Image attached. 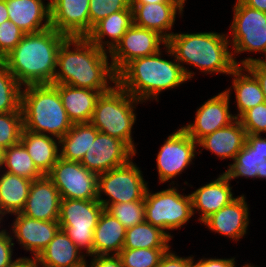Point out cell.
<instances>
[{
    "label": "cell",
    "mask_w": 266,
    "mask_h": 267,
    "mask_svg": "<svg viewBox=\"0 0 266 267\" xmlns=\"http://www.w3.org/2000/svg\"><path fill=\"white\" fill-rule=\"evenodd\" d=\"M108 53L86 37H67L58 52L53 84L109 91L113 87L109 84H116L117 75L111 63H108Z\"/></svg>",
    "instance_id": "1"
},
{
    "label": "cell",
    "mask_w": 266,
    "mask_h": 267,
    "mask_svg": "<svg viewBox=\"0 0 266 267\" xmlns=\"http://www.w3.org/2000/svg\"><path fill=\"white\" fill-rule=\"evenodd\" d=\"M66 38L52 27L24 34L2 62L21 86L53 84L58 52Z\"/></svg>",
    "instance_id": "2"
},
{
    "label": "cell",
    "mask_w": 266,
    "mask_h": 267,
    "mask_svg": "<svg viewBox=\"0 0 266 267\" xmlns=\"http://www.w3.org/2000/svg\"><path fill=\"white\" fill-rule=\"evenodd\" d=\"M228 38L227 34L216 32L173 33L164 47L168 55L181 65L188 80L195 73L185 68L183 63L192 65L205 74L230 75L237 66L228 48Z\"/></svg>",
    "instance_id": "3"
},
{
    "label": "cell",
    "mask_w": 266,
    "mask_h": 267,
    "mask_svg": "<svg viewBox=\"0 0 266 267\" xmlns=\"http://www.w3.org/2000/svg\"><path fill=\"white\" fill-rule=\"evenodd\" d=\"M161 52L130 61L118 74L117 84L140 102L158 101L164 90L180 86L188 79L174 59L161 58Z\"/></svg>",
    "instance_id": "4"
},
{
    "label": "cell",
    "mask_w": 266,
    "mask_h": 267,
    "mask_svg": "<svg viewBox=\"0 0 266 267\" xmlns=\"http://www.w3.org/2000/svg\"><path fill=\"white\" fill-rule=\"evenodd\" d=\"M24 88V89H23ZM21 91L24 129L61 139L72 127L53 84L28 85Z\"/></svg>",
    "instance_id": "5"
},
{
    "label": "cell",
    "mask_w": 266,
    "mask_h": 267,
    "mask_svg": "<svg viewBox=\"0 0 266 267\" xmlns=\"http://www.w3.org/2000/svg\"><path fill=\"white\" fill-rule=\"evenodd\" d=\"M139 103L116 83L98 98L90 123L99 132L124 141L136 153L132 128L136 122L135 106Z\"/></svg>",
    "instance_id": "6"
},
{
    "label": "cell",
    "mask_w": 266,
    "mask_h": 267,
    "mask_svg": "<svg viewBox=\"0 0 266 267\" xmlns=\"http://www.w3.org/2000/svg\"><path fill=\"white\" fill-rule=\"evenodd\" d=\"M103 210L98 200L61 199L60 228L87 256H93L94 230Z\"/></svg>",
    "instance_id": "7"
},
{
    "label": "cell",
    "mask_w": 266,
    "mask_h": 267,
    "mask_svg": "<svg viewBox=\"0 0 266 267\" xmlns=\"http://www.w3.org/2000/svg\"><path fill=\"white\" fill-rule=\"evenodd\" d=\"M178 188L171 187L156 193L149 188L145 193V221L161 228L171 238L166 230L179 229L193 216L192 200L190 194L182 195Z\"/></svg>",
    "instance_id": "8"
},
{
    "label": "cell",
    "mask_w": 266,
    "mask_h": 267,
    "mask_svg": "<svg viewBox=\"0 0 266 267\" xmlns=\"http://www.w3.org/2000/svg\"><path fill=\"white\" fill-rule=\"evenodd\" d=\"M140 168L132 159L123 166L98 175L97 200L106 209L110 204L141 201L148 189ZM109 196L103 199L101 194Z\"/></svg>",
    "instance_id": "9"
},
{
    "label": "cell",
    "mask_w": 266,
    "mask_h": 267,
    "mask_svg": "<svg viewBox=\"0 0 266 267\" xmlns=\"http://www.w3.org/2000/svg\"><path fill=\"white\" fill-rule=\"evenodd\" d=\"M233 21L231 23L233 49L232 56L236 66L240 62L235 55L243 52L264 53L266 57V12L256 10L237 0L233 8ZM237 53V54H236ZM266 61V59H265Z\"/></svg>",
    "instance_id": "10"
},
{
    "label": "cell",
    "mask_w": 266,
    "mask_h": 267,
    "mask_svg": "<svg viewBox=\"0 0 266 267\" xmlns=\"http://www.w3.org/2000/svg\"><path fill=\"white\" fill-rule=\"evenodd\" d=\"M47 176L58 189L61 199L97 200L98 175L78 161L59 157Z\"/></svg>",
    "instance_id": "11"
},
{
    "label": "cell",
    "mask_w": 266,
    "mask_h": 267,
    "mask_svg": "<svg viewBox=\"0 0 266 267\" xmlns=\"http://www.w3.org/2000/svg\"><path fill=\"white\" fill-rule=\"evenodd\" d=\"M167 40L153 30L132 25L116 46L109 51L110 63L116 75L132 60L160 51Z\"/></svg>",
    "instance_id": "12"
},
{
    "label": "cell",
    "mask_w": 266,
    "mask_h": 267,
    "mask_svg": "<svg viewBox=\"0 0 266 267\" xmlns=\"http://www.w3.org/2000/svg\"><path fill=\"white\" fill-rule=\"evenodd\" d=\"M198 143L194 141L182 128L170 134L160 148L156 162L160 183L182 174L192 164L197 154Z\"/></svg>",
    "instance_id": "13"
},
{
    "label": "cell",
    "mask_w": 266,
    "mask_h": 267,
    "mask_svg": "<svg viewBox=\"0 0 266 267\" xmlns=\"http://www.w3.org/2000/svg\"><path fill=\"white\" fill-rule=\"evenodd\" d=\"M135 154L124 141L98 132L80 163L99 175L125 165Z\"/></svg>",
    "instance_id": "14"
},
{
    "label": "cell",
    "mask_w": 266,
    "mask_h": 267,
    "mask_svg": "<svg viewBox=\"0 0 266 267\" xmlns=\"http://www.w3.org/2000/svg\"><path fill=\"white\" fill-rule=\"evenodd\" d=\"M230 90L218 93V95L205 101L196 111L194 123L181 128L197 143L205 136L230 125L236 120L230 109Z\"/></svg>",
    "instance_id": "15"
},
{
    "label": "cell",
    "mask_w": 266,
    "mask_h": 267,
    "mask_svg": "<svg viewBox=\"0 0 266 267\" xmlns=\"http://www.w3.org/2000/svg\"><path fill=\"white\" fill-rule=\"evenodd\" d=\"M90 0H50L51 27L67 37L90 33Z\"/></svg>",
    "instance_id": "16"
},
{
    "label": "cell",
    "mask_w": 266,
    "mask_h": 267,
    "mask_svg": "<svg viewBox=\"0 0 266 267\" xmlns=\"http://www.w3.org/2000/svg\"><path fill=\"white\" fill-rule=\"evenodd\" d=\"M61 196L47 176L35 179L21 214L42 221H58Z\"/></svg>",
    "instance_id": "17"
},
{
    "label": "cell",
    "mask_w": 266,
    "mask_h": 267,
    "mask_svg": "<svg viewBox=\"0 0 266 267\" xmlns=\"http://www.w3.org/2000/svg\"><path fill=\"white\" fill-rule=\"evenodd\" d=\"M14 215L12 239L15 238L25 250L31 251L36 259L60 229L59 222L33 219L20 212Z\"/></svg>",
    "instance_id": "18"
},
{
    "label": "cell",
    "mask_w": 266,
    "mask_h": 267,
    "mask_svg": "<svg viewBox=\"0 0 266 267\" xmlns=\"http://www.w3.org/2000/svg\"><path fill=\"white\" fill-rule=\"evenodd\" d=\"M184 3L161 2L131 5L133 23L138 27L156 31L168 40L173 34L169 30L173 28L177 11L178 14H183Z\"/></svg>",
    "instance_id": "19"
},
{
    "label": "cell",
    "mask_w": 266,
    "mask_h": 267,
    "mask_svg": "<svg viewBox=\"0 0 266 267\" xmlns=\"http://www.w3.org/2000/svg\"><path fill=\"white\" fill-rule=\"evenodd\" d=\"M246 197L240 195L202 223L211 231L238 241L247 233L249 208Z\"/></svg>",
    "instance_id": "20"
},
{
    "label": "cell",
    "mask_w": 266,
    "mask_h": 267,
    "mask_svg": "<svg viewBox=\"0 0 266 267\" xmlns=\"http://www.w3.org/2000/svg\"><path fill=\"white\" fill-rule=\"evenodd\" d=\"M6 6L9 20L25 34L37 33L51 27L49 1L45 5L42 0H6Z\"/></svg>",
    "instance_id": "21"
},
{
    "label": "cell",
    "mask_w": 266,
    "mask_h": 267,
    "mask_svg": "<svg viewBox=\"0 0 266 267\" xmlns=\"http://www.w3.org/2000/svg\"><path fill=\"white\" fill-rule=\"evenodd\" d=\"M231 191L230 180L224 173L214 181L196 189L190 194L193 215L196 210L197 212L200 210L199 214L201 213V215L198 220L202 223L210 215L235 199Z\"/></svg>",
    "instance_id": "22"
},
{
    "label": "cell",
    "mask_w": 266,
    "mask_h": 267,
    "mask_svg": "<svg viewBox=\"0 0 266 267\" xmlns=\"http://www.w3.org/2000/svg\"><path fill=\"white\" fill-rule=\"evenodd\" d=\"M74 244L68 235L59 229L47 247L36 258L39 267H85L86 254Z\"/></svg>",
    "instance_id": "23"
},
{
    "label": "cell",
    "mask_w": 266,
    "mask_h": 267,
    "mask_svg": "<svg viewBox=\"0 0 266 267\" xmlns=\"http://www.w3.org/2000/svg\"><path fill=\"white\" fill-rule=\"evenodd\" d=\"M53 85L58 89L63 107L73 124L90 122L98 98L105 93L66 84Z\"/></svg>",
    "instance_id": "24"
},
{
    "label": "cell",
    "mask_w": 266,
    "mask_h": 267,
    "mask_svg": "<svg viewBox=\"0 0 266 267\" xmlns=\"http://www.w3.org/2000/svg\"><path fill=\"white\" fill-rule=\"evenodd\" d=\"M246 141V131L239 119L203 137L198 146L211 151L220 159L234 160Z\"/></svg>",
    "instance_id": "25"
},
{
    "label": "cell",
    "mask_w": 266,
    "mask_h": 267,
    "mask_svg": "<svg viewBox=\"0 0 266 267\" xmlns=\"http://www.w3.org/2000/svg\"><path fill=\"white\" fill-rule=\"evenodd\" d=\"M133 24L132 8L129 7L101 19L93 26L86 38L98 48L109 52ZM107 36L111 40L105 41L104 38Z\"/></svg>",
    "instance_id": "26"
},
{
    "label": "cell",
    "mask_w": 266,
    "mask_h": 267,
    "mask_svg": "<svg viewBox=\"0 0 266 267\" xmlns=\"http://www.w3.org/2000/svg\"><path fill=\"white\" fill-rule=\"evenodd\" d=\"M23 129L20 143L31 156L34 165L47 175L60 157L59 139Z\"/></svg>",
    "instance_id": "27"
},
{
    "label": "cell",
    "mask_w": 266,
    "mask_h": 267,
    "mask_svg": "<svg viewBox=\"0 0 266 267\" xmlns=\"http://www.w3.org/2000/svg\"><path fill=\"white\" fill-rule=\"evenodd\" d=\"M126 228L105 209L94 230L93 256L118 255L123 249Z\"/></svg>",
    "instance_id": "28"
},
{
    "label": "cell",
    "mask_w": 266,
    "mask_h": 267,
    "mask_svg": "<svg viewBox=\"0 0 266 267\" xmlns=\"http://www.w3.org/2000/svg\"><path fill=\"white\" fill-rule=\"evenodd\" d=\"M230 75L234 77L232 87L238 110L235 118L239 119L249 109L264 103V94L256 77L244 66H237Z\"/></svg>",
    "instance_id": "29"
},
{
    "label": "cell",
    "mask_w": 266,
    "mask_h": 267,
    "mask_svg": "<svg viewBox=\"0 0 266 267\" xmlns=\"http://www.w3.org/2000/svg\"><path fill=\"white\" fill-rule=\"evenodd\" d=\"M0 176V211L4 215L21 212L28 198L32 180L6 171Z\"/></svg>",
    "instance_id": "30"
},
{
    "label": "cell",
    "mask_w": 266,
    "mask_h": 267,
    "mask_svg": "<svg viewBox=\"0 0 266 267\" xmlns=\"http://www.w3.org/2000/svg\"><path fill=\"white\" fill-rule=\"evenodd\" d=\"M98 132L90 122L74 123L59 140L60 157L68 161L81 162Z\"/></svg>",
    "instance_id": "31"
},
{
    "label": "cell",
    "mask_w": 266,
    "mask_h": 267,
    "mask_svg": "<svg viewBox=\"0 0 266 267\" xmlns=\"http://www.w3.org/2000/svg\"><path fill=\"white\" fill-rule=\"evenodd\" d=\"M171 237L161 228L144 221L126 229L123 249H170Z\"/></svg>",
    "instance_id": "32"
},
{
    "label": "cell",
    "mask_w": 266,
    "mask_h": 267,
    "mask_svg": "<svg viewBox=\"0 0 266 267\" xmlns=\"http://www.w3.org/2000/svg\"><path fill=\"white\" fill-rule=\"evenodd\" d=\"M263 161H266V158L245 141L243 148L237 153L233 163L228 165L224 174L230 181L239 177L262 179Z\"/></svg>",
    "instance_id": "33"
},
{
    "label": "cell",
    "mask_w": 266,
    "mask_h": 267,
    "mask_svg": "<svg viewBox=\"0 0 266 267\" xmlns=\"http://www.w3.org/2000/svg\"><path fill=\"white\" fill-rule=\"evenodd\" d=\"M6 172L35 180L43 176V174L34 165L31 156L25 147L19 142L4 149V164Z\"/></svg>",
    "instance_id": "34"
},
{
    "label": "cell",
    "mask_w": 266,
    "mask_h": 267,
    "mask_svg": "<svg viewBox=\"0 0 266 267\" xmlns=\"http://www.w3.org/2000/svg\"><path fill=\"white\" fill-rule=\"evenodd\" d=\"M22 87L0 61V113L17 112L20 109Z\"/></svg>",
    "instance_id": "35"
},
{
    "label": "cell",
    "mask_w": 266,
    "mask_h": 267,
    "mask_svg": "<svg viewBox=\"0 0 266 267\" xmlns=\"http://www.w3.org/2000/svg\"><path fill=\"white\" fill-rule=\"evenodd\" d=\"M169 249H122L118 256L123 267H157Z\"/></svg>",
    "instance_id": "36"
},
{
    "label": "cell",
    "mask_w": 266,
    "mask_h": 267,
    "mask_svg": "<svg viewBox=\"0 0 266 267\" xmlns=\"http://www.w3.org/2000/svg\"><path fill=\"white\" fill-rule=\"evenodd\" d=\"M105 210L126 229L145 221L144 200L110 204Z\"/></svg>",
    "instance_id": "37"
},
{
    "label": "cell",
    "mask_w": 266,
    "mask_h": 267,
    "mask_svg": "<svg viewBox=\"0 0 266 267\" xmlns=\"http://www.w3.org/2000/svg\"><path fill=\"white\" fill-rule=\"evenodd\" d=\"M23 129L21 108L17 112L0 113V147L7 149L18 144Z\"/></svg>",
    "instance_id": "38"
},
{
    "label": "cell",
    "mask_w": 266,
    "mask_h": 267,
    "mask_svg": "<svg viewBox=\"0 0 266 267\" xmlns=\"http://www.w3.org/2000/svg\"><path fill=\"white\" fill-rule=\"evenodd\" d=\"M129 7H131V0H90V32L93 26L101 19L108 17L112 13L126 10Z\"/></svg>",
    "instance_id": "39"
},
{
    "label": "cell",
    "mask_w": 266,
    "mask_h": 267,
    "mask_svg": "<svg viewBox=\"0 0 266 267\" xmlns=\"http://www.w3.org/2000/svg\"><path fill=\"white\" fill-rule=\"evenodd\" d=\"M246 134L261 135L266 134V102L246 111L240 118Z\"/></svg>",
    "instance_id": "40"
},
{
    "label": "cell",
    "mask_w": 266,
    "mask_h": 267,
    "mask_svg": "<svg viewBox=\"0 0 266 267\" xmlns=\"http://www.w3.org/2000/svg\"><path fill=\"white\" fill-rule=\"evenodd\" d=\"M24 32L10 20L0 24V61H2L21 41Z\"/></svg>",
    "instance_id": "41"
},
{
    "label": "cell",
    "mask_w": 266,
    "mask_h": 267,
    "mask_svg": "<svg viewBox=\"0 0 266 267\" xmlns=\"http://www.w3.org/2000/svg\"><path fill=\"white\" fill-rule=\"evenodd\" d=\"M240 64V66H244L256 77L266 102V61L264 59L249 57L242 60Z\"/></svg>",
    "instance_id": "42"
},
{
    "label": "cell",
    "mask_w": 266,
    "mask_h": 267,
    "mask_svg": "<svg viewBox=\"0 0 266 267\" xmlns=\"http://www.w3.org/2000/svg\"><path fill=\"white\" fill-rule=\"evenodd\" d=\"M5 229L0 233V267H9L15 260H12L13 247L12 236Z\"/></svg>",
    "instance_id": "43"
},
{
    "label": "cell",
    "mask_w": 266,
    "mask_h": 267,
    "mask_svg": "<svg viewBox=\"0 0 266 267\" xmlns=\"http://www.w3.org/2000/svg\"><path fill=\"white\" fill-rule=\"evenodd\" d=\"M193 257H180L170 249L162 257L157 267H193Z\"/></svg>",
    "instance_id": "44"
},
{
    "label": "cell",
    "mask_w": 266,
    "mask_h": 267,
    "mask_svg": "<svg viewBox=\"0 0 266 267\" xmlns=\"http://www.w3.org/2000/svg\"><path fill=\"white\" fill-rule=\"evenodd\" d=\"M92 257L90 265L88 264L87 267H123L118 255H97Z\"/></svg>",
    "instance_id": "45"
},
{
    "label": "cell",
    "mask_w": 266,
    "mask_h": 267,
    "mask_svg": "<svg viewBox=\"0 0 266 267\" xmlns=\"http://www.w3.org/2000/svg\"><path fill=\"white\" fill-rule=\"evenodd\" d=\"M235 262V258H201L197 262H194L193 267H236Z\"/></svg>",
    "instance_id": "46"
},
{
    "label": "cell",
    "mask_w": 266,
    "mask_h": 267,
    "mask_svg": "<svg viewBox=\"0 0 266 267\" xmlns=\"http://www.w3.org/2000/svg\"><path fill=\"white\" fill-rule=\"evenodd\" d=\"M246 142L266 158V138L261 135L246 134Z\"/></svg>",
    "instance_id": "47"
},
{
    "label": "cell",
    "mask_w": 266,
    "mask_h": 267,
    "mask_svg": "<svg viewBox=\"0 0 266 267\" xmlns=\"http://www.w3.org/2000/svg\"><path fill=\"white\" fill-rule=\"evenodd\" d=\"M9 267H38V266H37V261L34 257L33 258L22 257V258H17Z\"/></svg>",
    "instance_id": "48"
},
{
    "label": "cell",
    "mask_w": 266,
    "mask_h": 267,
    "mask_svg": "<svg viewBox=\"0 0 266 267\" xmlns=\"http://www.w3.org/2000/svg\"><path fill=\"white\" fill-rule=\"evenodd\" d=\"M245 5L266 12V0H241Z\"/></svg>",
    "instance_id": "49"
},
{
    "label": "cell",
    "mask_w": 266,
    "mask_h": 267,
    "mask_svg": "<svg viewBox=\"0 0 266 267\" xmlns=\"http://www.w3.org/2000/svg\"><path fill=\"white\" fill-rule=\"evenodd\" d=\"M9 20L6 0H0V24Z\"/></svg>",
    "instance_id": "50"
},
{
    "label": "cell",
    "mask_w": 266,
    "mask_h": 267,
    "mask_svg": "<svg viewBox=\"0 0 266 267\" xmlns=\"http://www.w3.org/2000/svg\"><path fill=\"white\" fill-rule=\"evenodd\" d=\"M186 0H131V5L135 4H151L161 2H185Z\"/></svg>",
    "instance_id": "51"
},
{
    "label": "cell",
    "mask_w": 266,
    "mask_h": 267,
    "mask_svg": "<svg viewBox=\"0 0 266 267\" xmlns=\"http://www.w3.org/2000/svg\"><path fill=\"white\" fill-rule=\"evenodd\" d=\"M4 164V149L0 147V168H2Z\"/></svg>",
    "instance_id": "52"
},
{
    "label": "cell",
    "mask_w": 266,
    "mask_h": 267,
    "mask_svg": "<svg viewBox=\"0 0 266 267\" xmlns=\"http://www.w3.org/2000/svg\"><path fill=\"white\" fill-rule=\"evenodd\" d=\"M266 179V161H263V167H262V179Z\"/></svg>",
    "instance_id": "53"
},
{
    "label": "cell",
    "mask_w": 266,
    "mask_h": 267,
    "mask_svg": "<svg viewBox=\"0 0 266 267\" xmlns=\"http://www.w3.org/2000/svg\"><path fill=\"white\" fill-rule=\"evenodd\" d=\"M4 214L0 211V223H1V220L3 218ZM4 229L0 230V233L3 231Z\"/></svg>",
    "instance_id": "54"
},
{
    "label": "cell",
    "mask_w": 266,
    "mask_h": 267,
    "mask_svg": "<svg viewBox=\"0 0 266 267\" xmlns=\"http://www.w3.org/2000/svg\"><path fill=\"white\" fill-rule=\"evenodd\" d=\"M242 267H254V266L251 265V264H245V265H243Z\"/></svg>",
    "instance_id": "55"
}]
</instances>
